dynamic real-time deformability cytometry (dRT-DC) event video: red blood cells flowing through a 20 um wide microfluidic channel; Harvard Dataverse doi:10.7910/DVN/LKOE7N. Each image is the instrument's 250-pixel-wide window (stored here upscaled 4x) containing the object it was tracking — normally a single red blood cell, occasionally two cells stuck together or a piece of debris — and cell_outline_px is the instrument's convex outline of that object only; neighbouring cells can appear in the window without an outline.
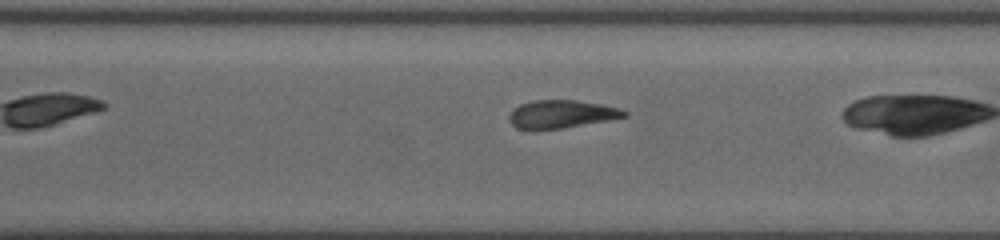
{"species": "common noctule bat (a hibernating species)", "species_latin": "Nyctalus noctula", "temperature_condition": "cold", "stored_images_in_passage": 26, "camera_frame_rate_fps": 3000, "um_per_image_px": 0.085, "animal": {"sex": "female", "body_mass_g": 19.5, "forearm_length_mm": 54.1}, "frame": {"image": 1, "passage_image": 22, "time_ms": 7.0, "image_size_px": [1000, 240], "cell_outline_px": [[628, 116], [608, 120], [560, 128], [516, 128], [508, 120], [508, 116], [512, 108], [520, 104], [532, 100], [576, 100], [600, 104], [620, 108], [628, 112]], "centroid_in_image_um": [47.71, 9.67], "position_along_channel_um": 322.9, "area_um2": 18.55}}